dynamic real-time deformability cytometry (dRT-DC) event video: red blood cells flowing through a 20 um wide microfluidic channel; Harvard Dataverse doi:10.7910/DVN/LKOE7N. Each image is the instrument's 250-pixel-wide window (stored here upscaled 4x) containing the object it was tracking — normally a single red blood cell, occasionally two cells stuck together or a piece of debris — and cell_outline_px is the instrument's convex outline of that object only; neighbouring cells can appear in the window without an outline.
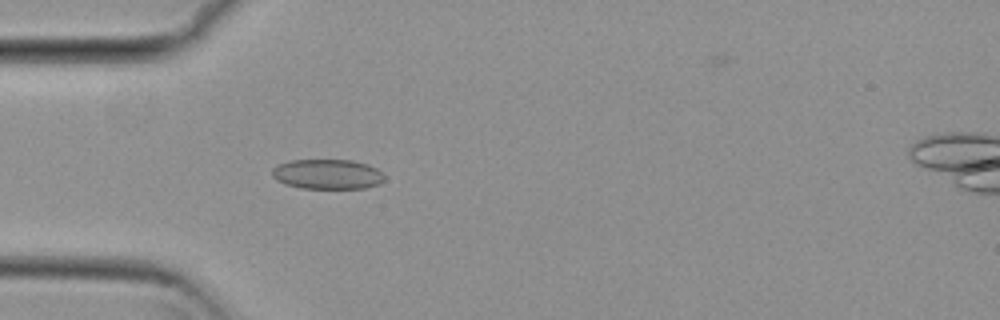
{"species": "common noctule bat (a hibernating species)", "species_latin": "Nyctalus noctula", "temperature_condition": "cold", "stored_images_in_passage": 13, "camera_frame_rate_fps": 3000, "um_per_image_px": 0.085, "animal": {"sex": "female", "body_mass_g": 29.2, "forearm_length_mm": 56.3}, "frame": {"image": 1, "passage_image": 4, "time_ms": 1.0, "image_size_px": [1000, 320], "cell_outline_px": [[384, 180], [380, 184], [364, 188], [300, 188], [284, 184], [276, 180], [272, 176], [272, 168], [276, 164], [288, 160], [352, 160], [368, 164], [376, 168], [384, 176]], "centroid_in_image_um": [27.79, 14.8], "position_along_channel_um": 57.2, "area_um2": 19.77}}